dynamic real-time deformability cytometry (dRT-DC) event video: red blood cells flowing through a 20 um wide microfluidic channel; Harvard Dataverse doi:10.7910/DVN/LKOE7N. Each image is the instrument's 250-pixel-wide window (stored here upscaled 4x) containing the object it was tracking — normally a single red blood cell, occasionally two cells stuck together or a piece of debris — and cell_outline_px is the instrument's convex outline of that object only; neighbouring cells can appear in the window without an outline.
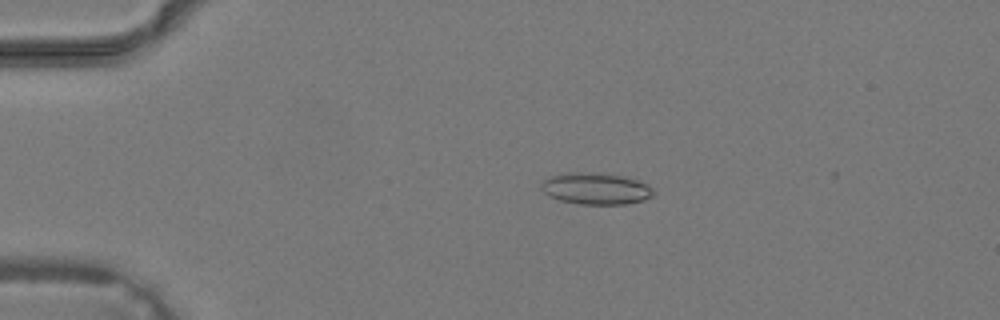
{"species": "common noctule bat (a hibernating species)", "species_latin": "Nyctalus noctula", "temperature_condition": "warm", "stored_images_in_passage": 27, "camera_frame_rate_fps": 3000, "um_per_image_px": 0.085, "animal": {"sex": "male", "body_mass_g": 19.2, "forearm_length_mm": 51.8}, "frame": {"image": 1, "passage_image": 1, "time_ms": 0.0, "image_size_px": [1000, 320], "cell_outline_px": [[656, 192], [652, 196], [644, 200], [624, 204], [580, 204], [560, 200], [548, 196], [540, 188], [540, 184], [548, 176], [560, 172], [600, 172], [624, 176], [640, 180], [648, 184]], "centroid_in_image_um": [50.63, 16.0], "position_along_channel_um": 34.4, "area_um2": 21.21}}
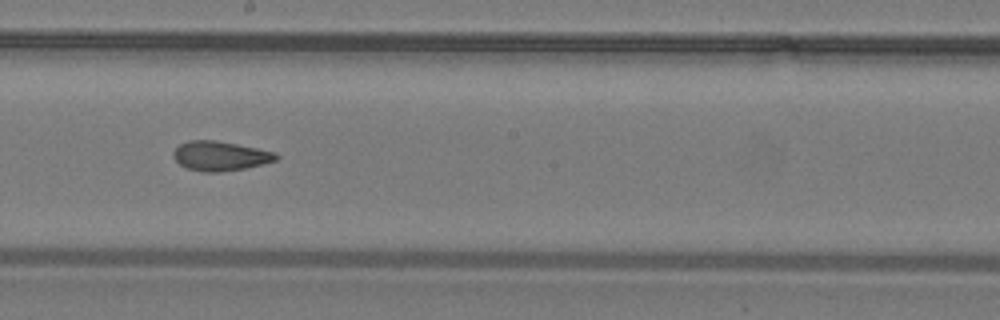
{"frame": {"image": 2, "passage_image": 15, "time_ms": 4.667, "image_size_px": [1000, 320], "cell_outline_px": [[280, 156], [276, 160], [244, 168], [216, 172], [204, 172], [188, 168], [180, 164], [172, 156], [172, 152], [180, 144], [188, 140], [216, 140], [276, 152]], "centroid_in_image_um": [18.69, 13.24], "position_along_channel_um": 229.5, "area_um2": 17.46}}
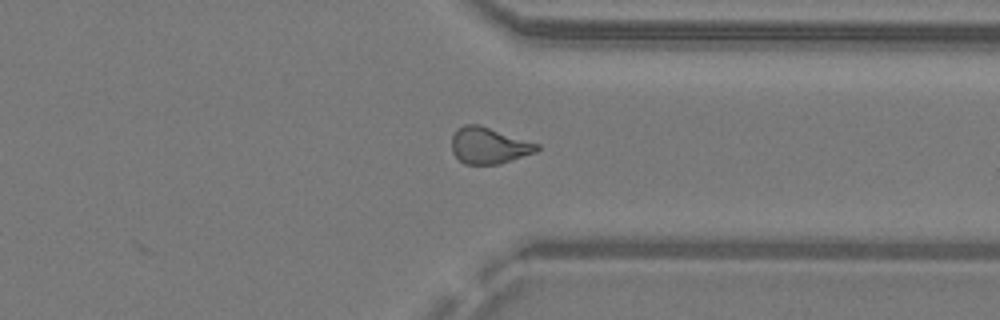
{"frame": {"image": 3, "passage_image": 23, "time_ms": 7.333, "image_size_px": [1000, 320], "cell_outline_px": [[540, 148], [536, 152], [500, 164], [464, 164], [452, 152], [452, 136], [456, 128], [464, 124], [480, 124], [540, 144]], "centroid_in_image_um": [41.56, 12.36], "position_along_channel_um": 369.8, "area_um2": 18.26}}